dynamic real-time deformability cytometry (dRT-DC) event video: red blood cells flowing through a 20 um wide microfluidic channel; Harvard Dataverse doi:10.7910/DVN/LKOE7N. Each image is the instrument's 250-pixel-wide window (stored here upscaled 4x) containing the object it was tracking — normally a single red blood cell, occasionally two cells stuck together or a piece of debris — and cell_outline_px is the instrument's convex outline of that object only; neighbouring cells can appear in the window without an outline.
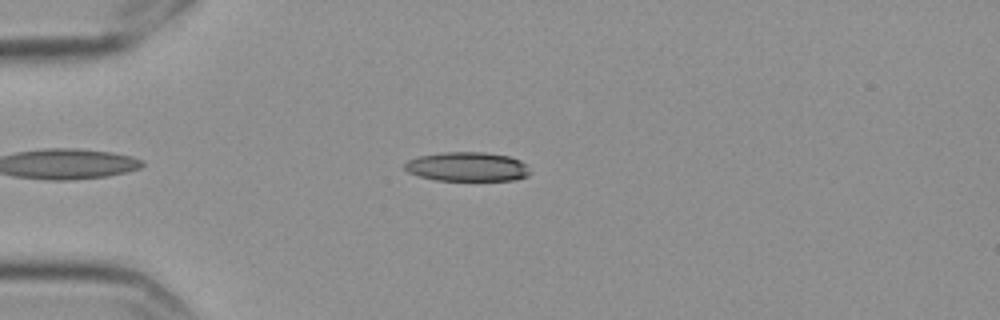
{"species": "Egyptian fruit bat (a non-hibernating species)", "species_latin": "Rousettus aegyptiacus", "temperature_condition": "cold", "stored_images_in_passage": 6, "camera_frame_rate_fps": 3000, "um_per_image_px": 0.085, "frame": {"image": 1, "passage_image": 2, "time_ms": 0.333, "image_size_px": [1000, 320], "cell_outline_px": [[528, 176], [516, 180], [436, 180], [420, 176], [408, 172], [404, 168], [404, 164], [408, 160], [416, 156], [444, 152], [484, 152], [508, 156], [520, 160], [528, 164]], "centroid_in_image_um": [39.71, 14.16], "position_along_channel_um": 45.3, "area_um2": 21.39}}
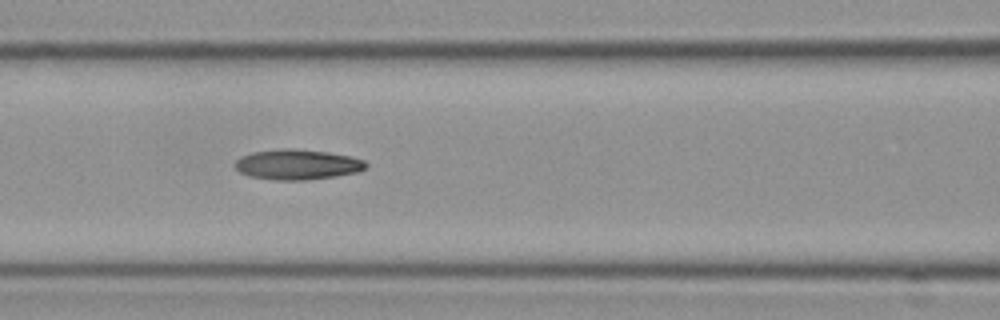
{"frame": {"image": 2, "passage_image": 5, "time_ms": 1.333, "image_size_px": [1000, 320], "cell_outline_px": [[368, 168], [356, 172], [336, 176], [304, 180], [276, 180], [248, 176], [240, 172], [236, 168], [236, 160], [240, 156], [252, 152], [280, 148], [296, 148], [328, 152], [352, 156], [364, 160], [368, 164]], "centroid_in_image_um": [25.29, 13.97], "position_along_channel_um": 141.3, "area_um2": 23.29}}
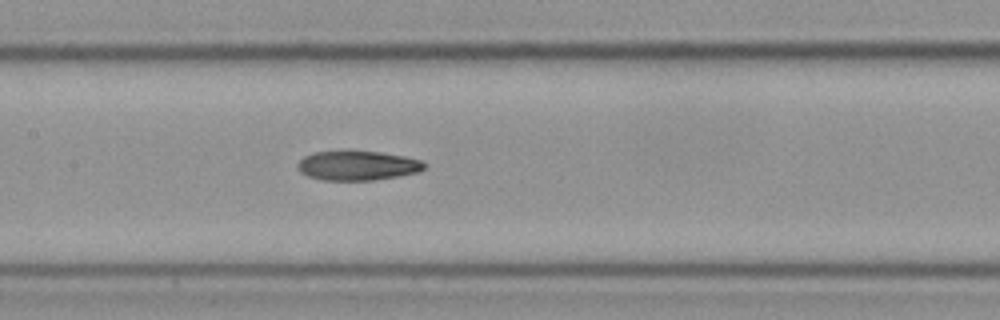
{"frame": {"image": 3, "passage_image": 6, "time_ms": 1.667, "image_size_px": [1000, 320], "cell_outline_px": [[424, 168], [416, 172], [396, 176], [372, 180], [320, 180], [308, 176], [300, 172], [296, 164], [304, 156], [312, 152], [340, 148], [352, 148], [380, 152], [404, 156], [420, 160], [424, 164]], "centroid_in_image_um": [30.28, 14.01], "position_along_channel_um": 177.1, "area_um2": 22.48}}